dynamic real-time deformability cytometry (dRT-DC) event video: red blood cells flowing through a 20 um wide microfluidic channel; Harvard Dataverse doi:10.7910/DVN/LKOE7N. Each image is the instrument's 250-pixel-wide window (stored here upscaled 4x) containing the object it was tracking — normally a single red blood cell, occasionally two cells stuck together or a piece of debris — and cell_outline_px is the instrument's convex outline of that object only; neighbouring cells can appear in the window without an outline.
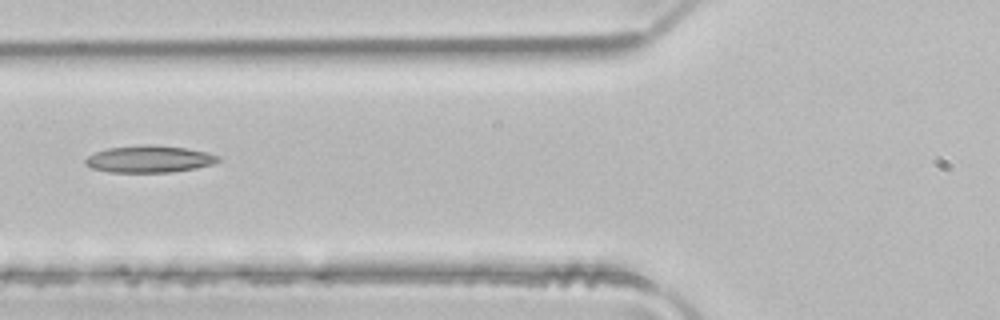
{"species": "common noctule bat (a hibernating species)", "species_latin": "Nyctalus noctula", "temperature_condition": "room temperature", "stored_images_in_passage": 4, "camera_frame_rate_fps": 3000, "um_per_image_px": 0.085, "animal": {"sex": "male", "body_mass_g": 21.5, "forearm_length_mm": 52.0}, "frame": {"image": 1, "passage_image": 4, "time_ms": 1.0, "image_size_px": [1000, 320], "cell_outline_px": [[220, 160], [212, 164], [196, 168], [172, 172], [108, 172], [92, 168], [84, 164], [84, 160], [88, 156], [96, 152], [108, 148], [136, 144], [156, 144], [184, 148], [208, 152], [220, 156]], "centroid_in_image_um": [12.68, 13.51], "position_along_channel_um": 113.1, "area_um2": 21.1}}